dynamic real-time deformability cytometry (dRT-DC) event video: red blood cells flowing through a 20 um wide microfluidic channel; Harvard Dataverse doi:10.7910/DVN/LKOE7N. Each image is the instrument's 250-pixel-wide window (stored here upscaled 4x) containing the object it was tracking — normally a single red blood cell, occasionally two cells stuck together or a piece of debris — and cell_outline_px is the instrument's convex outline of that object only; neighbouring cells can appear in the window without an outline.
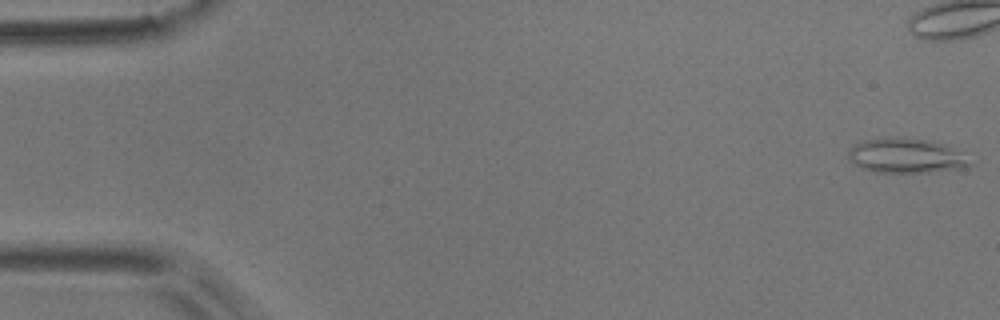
{"species": "common noctule bat (a hibernating species)", "species_latin": "Nyctalus noctula", "temperature_condition": "room temperature", "stored_images_in_passage": 54, "camera_frame_rate_fps": 3000, "um_per_image_px": 0.085, "animal": {"sex": "male", "body_mass_g": 17.9}, "frame": {"image": 1, "passage_image": 1, "time_ms": 0.0, "image_size_px": [1000, 320], "cell_outline_px": [[976, 164], [964, 168], [928, 172], [872, 172], [856, 164], [848, 156], [848, 152], [856, 144], [864, 140], [900, 136], [924, 140], [944, 144], [960, 152]], "centroid_in_image_um": [77.07, 13.24], "position_along_channel_um": 7.9, "area_um2": 24.39}}
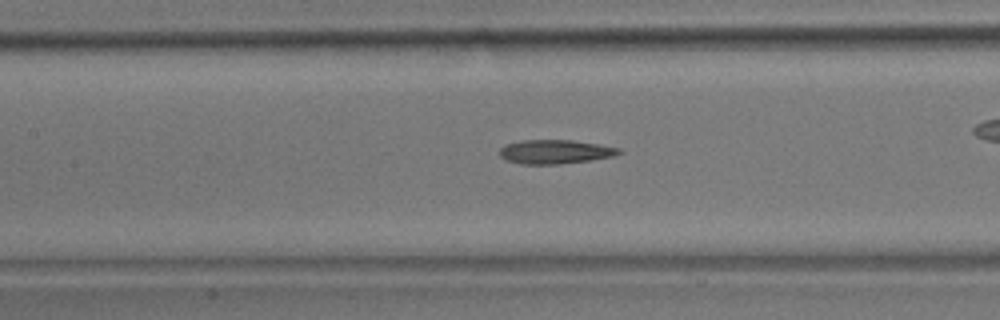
{"frame": {"image": 2, "passage_image": 24, "time_ms": 7.667, "image_size_px": [1000, 320], "cell_outline_px": [[624, 152], [616, 156], [592, 160], [560, 164], [520, 164], [504, 160], [500, 156], [500, 148], [504, 144], [520, 140], [572, 140], [620, 148]], "centroid_in_image_um": [47.18, 12.9], "position_along_channel_um": 160.2, "area_um2": 16.94}}
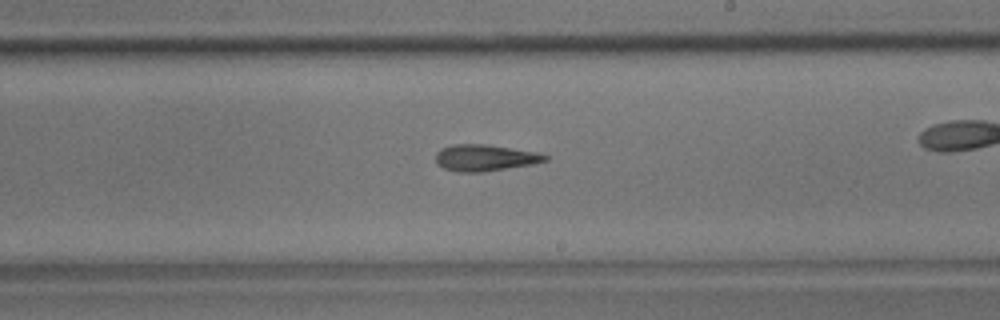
{"frame": {"image": 3, "passage_image": 31, "time_ms": 10.0, "image_size_px": [1000, 320], "cell_outline_px": [[548, 160], [532, 164], [484, 172], [456, 172], [444, 168], [436, 164], [436, 152], [440, 148], [456, 144], [484, 144], [536, 152], [548, 156]], "centroid_in_image_um": [41.18, 13.42], "position_along_channel_um": 247.8, "area_um2": 16.82}, "authors_computed_cell_mechanics": {"area_um2": 16.9354, "velocity_mm_per_s": 3.7662, "shape_relaxation_time_tau1_ms": null, "shape_relaxation_time_tau2_ms": 8.2691, "deformation_change_tau1": null, "deformation_change_tau2": 0.2338}}